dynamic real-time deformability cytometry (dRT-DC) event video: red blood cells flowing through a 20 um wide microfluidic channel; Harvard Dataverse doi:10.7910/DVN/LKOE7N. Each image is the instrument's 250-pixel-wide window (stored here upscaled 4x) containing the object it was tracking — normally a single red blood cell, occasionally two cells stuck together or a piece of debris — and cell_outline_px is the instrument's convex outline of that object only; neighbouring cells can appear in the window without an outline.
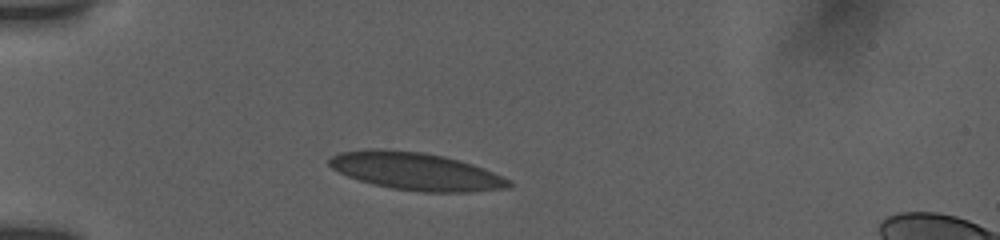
{"species": "human", "species_latin": "Homo sapiens", "temperature_condition": "room temperature", "stored_images_in_passage": 37, "camera_frame_rate_fps": 3000, "um_per_image_px": 0.085, "donor": {"sex": "female"}, "frame": {"image": 1, "passage_image": 8, "time_ms": 2.333, "image_size_px": [1000, 240], "cell_outline_px": [[516, 184], [512, 188], [472, 192], [424, 192], [392, 188], [372, 184], [348, 176], [332, 168], [328, 164], [328, 160], [332, 156], [340, 152], [372, 148], [376, 148], [424, 152], [444, 156], [460, 160], [484, 168], [504, 176], [512, 180]], "centroid_in_image_um": [35.43, 14.56], "position_along_channel_um": 49.6, "area_um2": 39.77}}
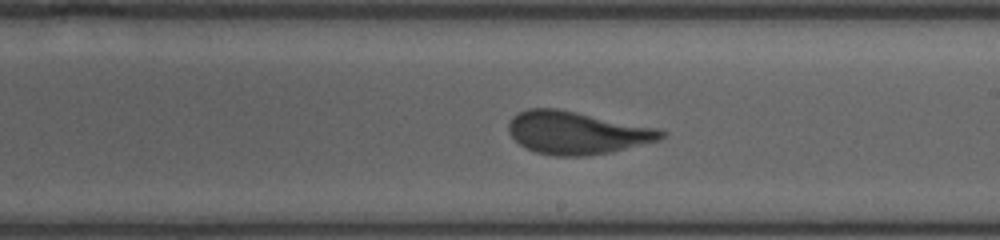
{"frame": {"image": 2, "passage_image": 25, "time_ms": 8.0, "image_size_px": [1000, 240], "cell_outline_px": [[668, 132], [660, 140], [612, 152], [584, 156], [552, 156], [536, 152], [524, 148], [508, 132], [508, 124], [512, 116], [528, 108], [556, 108], [660, 128]], "centroid_in_image_um": [49.05, 11.29], "position_along_channel_um": 239.9, "area_um2": 38.26}}
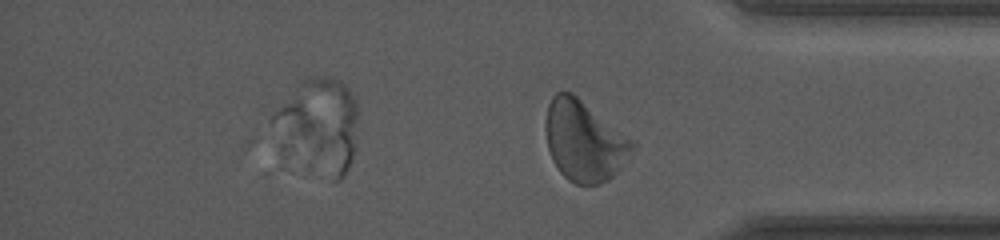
{"frame": {"image": 3, "passage_image": 37, "time_ms": 12.0, "image_size_px": [1000, 240], "cell_outline_px": [[636, 148], [620, 172], [608, 180], [600, 184], [576, 184], [568, 180], [560, 172], [552, 160], [548, 148], [544, 128], [544, 124], [548, 104], [552, 96], [556, 92], [572, 92], [636, 140]], "centroid_in_image_um": [49.7, 11.98], "position_along_channel_um": 385.5, "area_um2": 41.73}, "authors_computed_cell_mechanics": {"area_um2": 38.5526, "velocity_mm_per_s": 3.797, "shape_relaxation_time_tau1_ms": 5.5511, "shape_relaxation_time_tau2_ms": null, "deformation_change_tau1": 0.1477, "deformation_change_tau2": null}}